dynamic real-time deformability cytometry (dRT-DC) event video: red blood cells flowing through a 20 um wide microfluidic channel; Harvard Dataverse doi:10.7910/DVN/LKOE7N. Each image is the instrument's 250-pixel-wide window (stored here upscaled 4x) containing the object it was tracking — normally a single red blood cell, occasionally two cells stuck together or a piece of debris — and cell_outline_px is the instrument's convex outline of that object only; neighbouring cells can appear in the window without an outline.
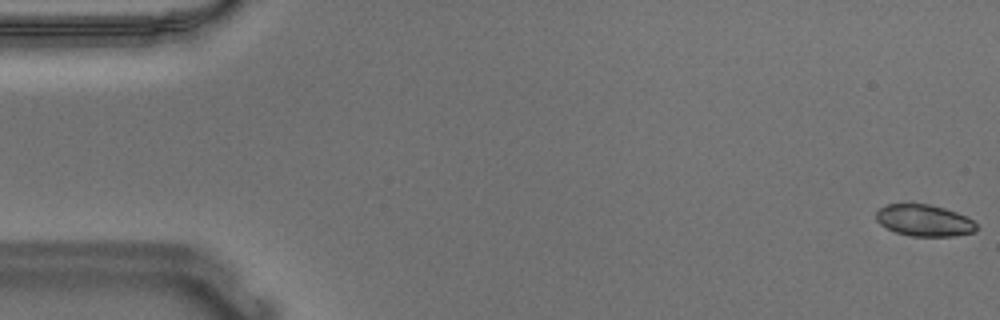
{"species": "Egyptian fruit bat (a non-hibernating species)", "species_latin": "Rousettus aegyptiacus", "temperature_condition": "warm", "stored_images_in_passage": 16, "camera_frame_rate_fps": 3000, "um_per_image_px": 0.085, "animal": {"sex": "male"}, "frame": {"image": 1, "passage_image": 1, "time_ms": 0.0, "image_size_px": [1000, 320], "cell_outline_px": [[976, 232], [956, 236], [912, 236], [896, 232], [880, 224], [876, 220], [876, 212], [880, 208], [888, 204], [928, 204], [944, 208], [956, 212], [972, 220], [976, 224]], "centroid_in_image_um": [78.56, 18.74], "position_along_channel_um": 6.4, "area_um2": 18.32}}